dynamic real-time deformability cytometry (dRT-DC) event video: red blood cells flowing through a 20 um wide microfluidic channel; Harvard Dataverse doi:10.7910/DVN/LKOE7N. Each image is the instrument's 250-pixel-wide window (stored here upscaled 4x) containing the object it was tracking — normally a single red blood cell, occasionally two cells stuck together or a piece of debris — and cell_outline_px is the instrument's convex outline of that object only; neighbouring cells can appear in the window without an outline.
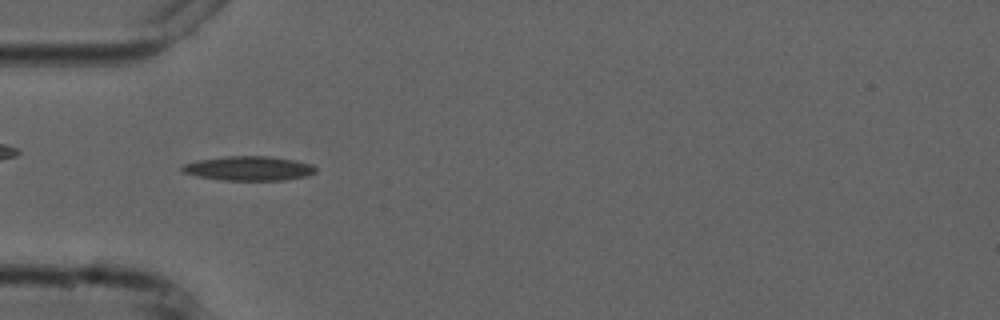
{"species": "common noctule bat (a hibernating species)", "species_latin": "Nyctalus noctula", "temperature_condition": "cold", "stored_images_in_passage": 7, "camera_frame_rate_fps": 3000, "um_per_image_px": 0.085, "animal": {"sex": "male", "forearm_length_mm": 52.5}, "frame": {"image": 1, "passage_image": 3, "time_ms": 2.333, "image_size_px": [1000, 320], "cell_outline_px": [[316, 172], [308, 176], [284, 180], [220, 180], [196, 176], [184, 172], [180, 168], [184, 164], [196, 160], [228, 156], [268, 156], [296, 160], [312, 164], [316, 168]], "centroid_in_image_um": [21.16, 14.31], "position_along_channel_um": 63.8, "area_um2": 19.07}}
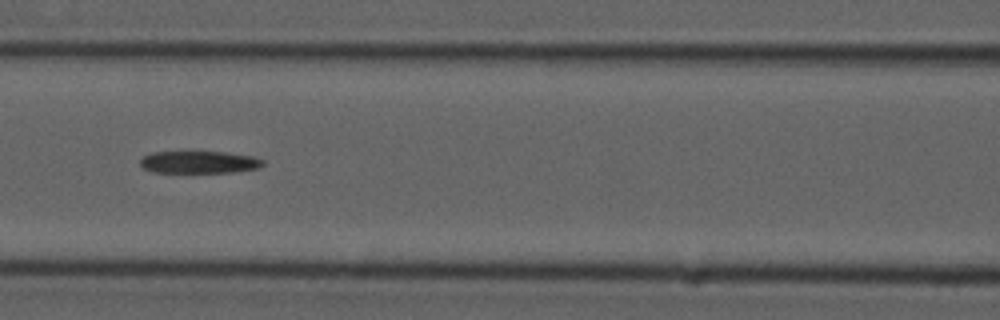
{"frame": {"image": 2, "passage_image": 5, "time_ms": 4.667, "image_size_px": [1000, 320], "cell_outline_px": [[264, 164], [260, 168], [232, 172], [152, 172], [144, 168], [140, 164], [140, 160], [144, 156], [152, 152], [224, 152], [252, 156], [264, 160]], "centroid_in_image_um": [16.94, 13.78], "position_along_channel_um": 149.7, "area_um2": 15.84}}
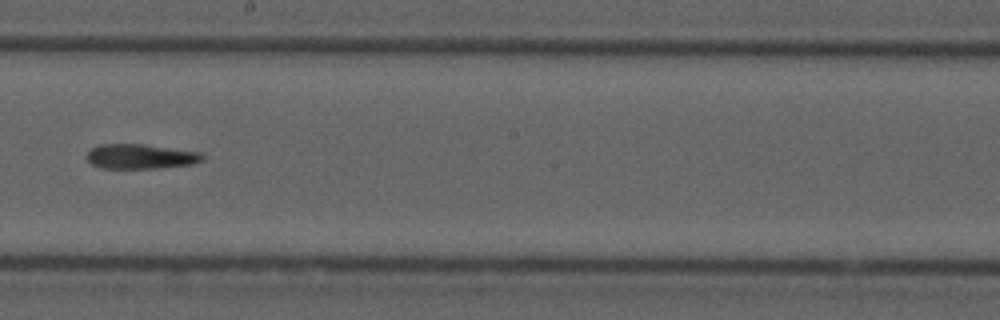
{"frame": {"image": 3, "passage_image": 7, "time_ms": 7.0, "image_size_px": [1000, 320], "cell_outline_px": [[204, 160], [192, 164], [156, 168], [100, 168], [92, 164], [88, 160], [88, 152], [92, 148], [100, 144], [144, 144], [200, 152], [204, 156]], "centroid_in_image_um": [11.96, 13.3], "position_along_channel_um": 236.2, "area_um2": 16.59}}